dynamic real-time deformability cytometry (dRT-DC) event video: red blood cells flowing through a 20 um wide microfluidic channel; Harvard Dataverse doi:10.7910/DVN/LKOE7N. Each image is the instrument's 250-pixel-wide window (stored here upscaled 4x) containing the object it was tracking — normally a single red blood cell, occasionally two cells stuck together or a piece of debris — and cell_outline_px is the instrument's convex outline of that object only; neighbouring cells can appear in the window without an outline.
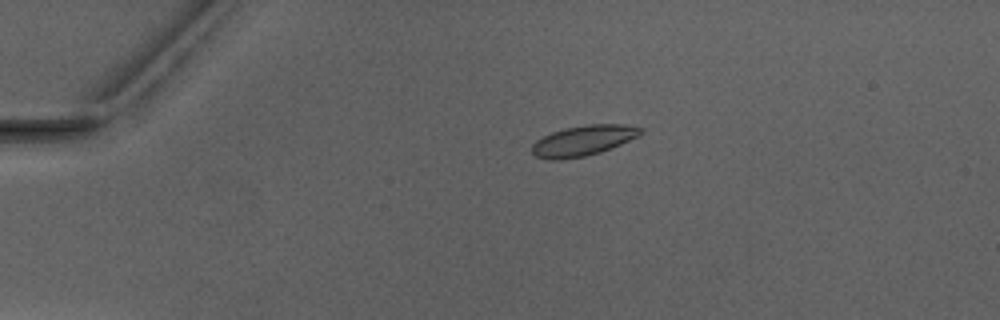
{"species": "Egyptian fruit bat (a non-hibernating species)", "species_latin": "Rousettus aegyptiacus", "temperature_condition": "warm", "stored_images_in_passage": 3, "camera_frame_rate_fps": 3000, "um_per_image_px": 0.085, "animal": {"sex": "male"}, "frame": {"image": 1, "passage_image": 1, "time_ms": 0.0, "image_size_px": [1000, 320], "cell_outline_px": [[644, 132], [620, 144], [600, 152], [584, 156], [560, 160], [548, 160], [536, 156], [532, 152], [532, 144], [536, 140], [552, 132], [564, 128], [588, 124], [624, 124], [644, 128]], "centroid_in_image_um": [49.55, 11.94], "position_along_channel_um": 35.4, "area_um2": 19.13}}